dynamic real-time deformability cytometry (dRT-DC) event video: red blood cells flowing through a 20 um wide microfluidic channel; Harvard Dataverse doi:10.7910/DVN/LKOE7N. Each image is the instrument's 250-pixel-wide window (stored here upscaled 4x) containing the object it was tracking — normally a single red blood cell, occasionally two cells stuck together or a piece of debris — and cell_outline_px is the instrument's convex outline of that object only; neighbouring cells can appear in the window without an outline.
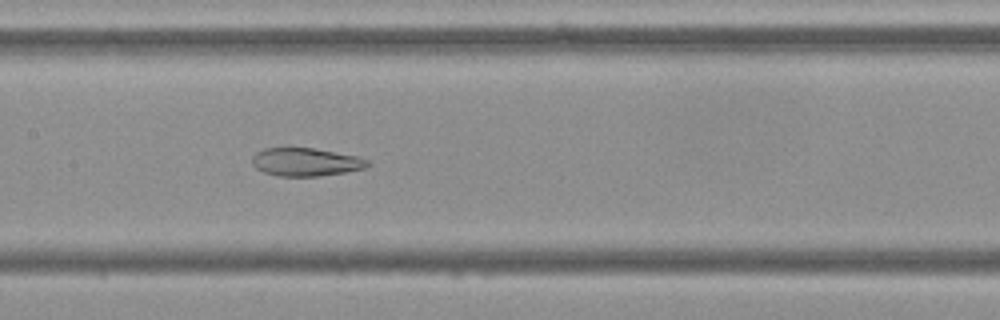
{"species": "Egyptian fruit bat (a non-hibernating species)", "species_latin": "Rousettus aegyptiacus", "temperature_condition": "cold", "stored_images_in_passage": 51, "camera_frame_rate_fps": 3000, "um_per_image_px": 0.085, "frame": {"image": 1, "passage_image": 23, "time_ms": 7.333, "image_size_px": [1000, 320], "cell_outline_px": [[372, 164], [364, 168], [344, 172], [316, 176], [276, 176], [264, 172], [256, 168], [252, 164], [252, 156], [256, 152], [264, 148], [312, 148], [356, 156], [368, 160]], "centroid_in_image_um": [25.96, 13.77], "position_along_channel_um": 181.4, "area_um2": 18.79}}
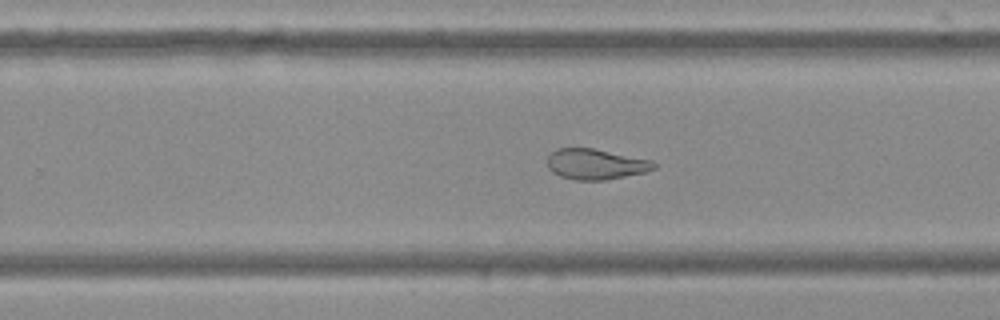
{"frame": {"image": 2, "passage_image": 31, "time_ms": 10.0, "image_size_px": [1000, 320], "cell_outline_px": [[656, 168], [644, 172], [604, 180], [576, 180], [560, 176], [552, 172], [548, 168], [548, 156], [556, 148], [592, 148], [652, 160], [656, 164]], "centroid_in_image_um": [50.62, 13.95], "position_along_channel_um": 279.2, "area_um2": 18.84}}
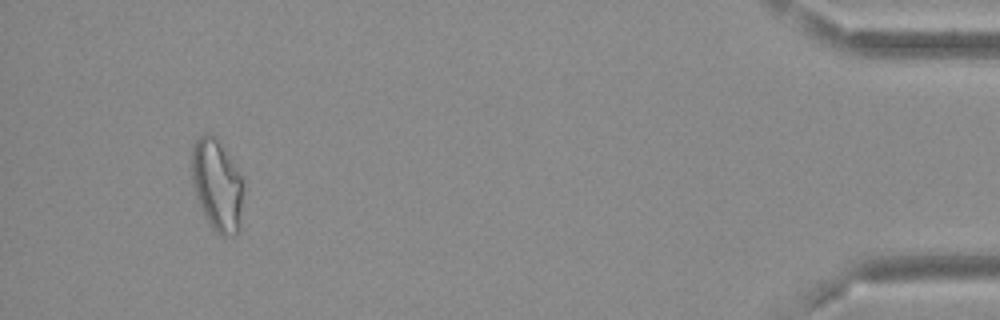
{"frame": {"image": 3, "passage_image": 48, "time_ms": 15.667, "image_size_px": [1000, 320], "cell_outline_px": [[244, 184], [240, 232], [236, 236], [224, 236], [216, 232], [212, 228], [196, 196], [192, 184], [192, 144], [204, 132], [212, 132], [216, 136], [240, 176]], "centroid_in_image_um": [18.46, 15.74], "position_along_channel_um": 416.7, "area_um2": 27.69}, "authors_computed_cell_mechanics": {"area_um2": 24.276, "velocity_mm_per_s": 3.6752, "shape_relaxation_time_tau1_ms": null, "shape_relaxation_time_tau2_ms": 2.9392, "deformation_change_tau1": null, "deformation_change_tau2": 0.0844}}